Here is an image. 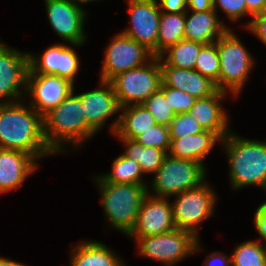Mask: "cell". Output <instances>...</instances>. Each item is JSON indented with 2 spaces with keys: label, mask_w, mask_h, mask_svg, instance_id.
Here are the masks:
<instances>
[{
  "label": "cell",
  "mask_w": 266,
  "mask_h": 266,
  "mask_svg": "<svg viewBox=\"0 0 266 266\" xmlns=\"http://www.w3.org/2000/svg\"><path fill=\"white\" fill-rule=\"evenodd\" d=\"M74 84L53 74L27 73L25 101L42 117L60 105L74 90ZM33 99V100H32Z\"/></svg>",
  "instance_id": "4fadbf2b"
},
{
  "label": "cell",
  "mask_w": 266,
  "mask_h": 266,
  "mask_svg": "<svg viewBox=\"0 0 266 266\" xmlns=\"http://www.w3.org/2000/svg\"><path fill=\"white\" fill-rule=\"evenodd\" d=\"M185 12H161L157 38V57L170 46L184 39Z\"/></svg>",
  "instance_id": "484cf974"
},
{
  "label": "cell",
  "mask_w": 266,
  "mask_h": 266,
  "mask_svg": "<svg viewBox=\"0 0 266 266\" xmlns=\"http://www.w3.org/2000/svg\"><path fill=\"white\" fill-rule=\"evenodd\" d=\"M28 53L8 46L0 39V104L25 100Z\"/></svg>",
  "instance_id": "8fae6325"
},
{
  "label": "cell",
  "mask_w": 266,
  "mask_h": 266,
  "mask_svg": "<svg viewBox=\"0 0 266 266\" xmlns=\"http://www.w3.org/2000/svg\"><path fill=\"white\" fill-rule=\"evenodd\" d=\"M247 7V15L254 16L266 10V0H245Z\"/></svg>",
  "instance_id": "60d3db41"
},
{
  "label": "cell",
  "mask_w": 266,
  "mask_h": 266,
  "mask_svg": "<svg viewBox=\"0 0 266 266\" xmlns=\"http://www.w3.org/2000/svg\"><path fill=\"white\" fill-rule=\"evenodd\" d=\"M194 69L213 81L219 90L220 66L216 41L201 47Z\"/></svg>",
  "instance_id": "f546056e"
},
{
  "label": "cell",
  "mask_w": 266,
  "mask_h": 266,
  "mask_svg": "<svg viewBox=\"0 0 266 266\" xmlns=\"http://www.w3.org/2000/svg\"><path fill=\"white\" fill-rule=\"evenodd\" d=\"M168 127L170 139L200 134L204 131L201 125L188 112L176 114Z\"/></svg>",
  "instance_id": "d6a6232c"
},
{
  "label": "cell",
  "mask_w": 266,
  "mask_h": 266,
  "mask_svg": "<svg viewBox=\"0 0 266 266\" xmlns=\"http://www.w3.org/2000/svg\"><path fill=\"white\" fill-rule=\"evenodd\" d=\"M143 175L139 163L120 154L113 159L111 173L106 172L98 176L104 182L148 185Z\"/></svg>",
  "instance_id": "4316f807"
},
{
  "label": "cell",
  "mask_w": 266,
  "mask_h": 266,
  "mask_svg": "<svg viewBox=\"0 0 266 266\" xmlns=\"http://www.w3.org/2000/svg\"><path fill=\"white\" fill-rule=\"evenodd\" d=\"M130 26L122 33L143 44L157 57V38L161 11L157 0H126Z\"/></svg>",
  "instance_id": "5bb4252c"
},
{
  "label": "cell",
  "mask_w": 266,
  "mask_h": 266,
  "mask_svg": "<svg viewBox=\"0 0 266 266\" xmlns=\"http://www.w3.org/2000/svg\"><path fill=\"white\" fill-rule=\"evenodd\" d=\"M134 140L145 147H155L168 153L171 142L169 127L156 124L147 131L136 136Z\"/></svg>",
  "instance_id": "1f68e13d"
},
{
  "label": "cell",
  "mask_w": 266,
  "mask_h": 266,
  "mask_svg": "<svg viewBox=\"0 0 266 266\" xmlns=\"http://www.w3.org/2000/svg\"><path fill=\"white\" fill-rule=\"evenodd\" d=\"M160 90L164 93L176 114L189 112L197 100L186 92L165 86L163 83L161 84Z\"/></svg>",
  "instance_id": "836d02e7"
},
{
  "label": "cell",
  "mask_w": 266,
  "mask_h": 266,
  "mask_svg": "<svg viewBox=\"0 0 266 266\" xmlns=\"http://www.w3.org/2000/svg\"><path fill=\"white\" fill-rule=\"evenodd\" d=\"M227 92L217 90L209 97L197 99L188 112L204 131L216 133L222 140L232 131L229 127V115L222 106Z\"/></svg>",
  "instance_id": "d6986e66"
},
{
  "label": "cell",
  "mask_w": 266,
  "mask_h": 266,
  "mask_svg": "<svg viewBox=\"0 0 266 266\" xmlns=\"http://www.w3.org/2000/svg\"><path fill=\"white\" fill-rule=\"evenodd\" d=\"M231 266H266V244L258 240L238 244L231 256Z\"/></svg>",
  "instance_id": "f1b7e54d"
},
{
  "label": "cell",
  "mask_w": 266,
  "mask_h": 266,
  "mask_svg": "<svg viewBox=\"0 0 266 266\" xmlns=\"http://www.w3.org/2000/svg\"><path fill=\"white\" fill-rule=\"evenodd\" d=\"M104 54L99 79L104 81H110L119 73L143 66L154 57L143 44L121 31L112 37Z\"/></svg>",
  "instance_id": "30bf717a"
},
{
  "label": "cell",
  "mask_w": 266,
  "mask_h": 266,
  "mask_svg": "<svg viewBox=\"0 0 266 266\" xmlns=\"http://www.w3.org/2000/svg\"><path fill=\"white\" fill-rule=\"evenodd\" d=\"M99 81V88L79 94L85 120L96 133L106 126L109 118L120 113L121 108L110 81Z\"/></svg>",
  "instance_id": "e0dca14e"
},
{
  "label": "cell",
  "mask_w": 266,
  "mask_h": 266,
  "mask_svg": "<svg viewBox=\"0 0 266 266\" xmlns=\"http://www.w3.org/2000/svg\"><path fill=\"white\" fill-rule=\"evenodd\" d=\"M77 5H79V6H83V4H87V3H89V2H96V1H98V0H73ZM99 2H100V0H99ZM81 3V4H80Z\"/></svg>",
  "instance_id": "7bdbcfd3"
},
{
  "label": "cell",
  "mask_w": 266,
  "mask_h": 266,
  "mask_svg": "<svg viewBox=\"0 0 266 266\" xmlns=\"http://www.w3.org/2000/svg\"><path fill=\"white\" fill-rule=\"evenodd\" d=\"M213 10L212 0H187V11Z\"/></svg>",
  "instance_id": "ab89813d"
},
{
  "label": "cell",
  "mask_w": 266,
  "mask_h": 266,
  "mask_svg": "<svg viewBox=\"0 0 266 266\" xmlns=\"http://www.w3.org/2000/svg\"><path fill=\"white\" fill-rule=\"evenodd\" d=\"M56 43L49 46L41 55L28 53L29 69L35 74H53L67 79L75 85V78L80 70V60L74 46Z\"/></svg>",
  "instance_id": "9a60e30c"
},
{
  "label": "cell",
  "mask_w": 266,
  "mask_h": 266,
  "mask_svg": "<svg viewBox=\"0 0 266 266\" xmlns=\"http://www.w3.org/2000/svg\"><path fill=\"white\" fill-rule=\"evenodd\" d=\"M216 45L220 66L219 90L231 92L232 97L238 98L256 64L255 59L231 29L216 40Z\"/></svg>",
  "instance_id": "5b68a950"
},
{
  "label": "cell",
  "mask_w": 266,
  "mask_h": 266,
  "mask_svg": "<svg viewBox=\"0 0 266 266\" xmlns=\"http://www.w3.org/2000/svg\"><path fill=\"white\" fill-rule=\"evenodd\" d=\"M206 181L198 187L173 196V218L177 228L191 232L200 239L199 227L211 218L216 210L218 195Z\"/></svg>",
  "instance_id": "ba28073f"
},
{
  "label": "cell",
  "mask_w": 266,
  "mask_h": 266,
  "mask_svg": "<svg viewBox=\"0 0 266 266\" xmlns=\"http://www.w3.org/2000/svg\"><path fill=\"white\" fill-rule=\"evenodd\" d=\"M171 198L155 197L147 194L141 204L136 223L127 237L159 235L176 229Z\"/></svg>",
  "instance_id": "2e32d148"
},
{
  "label": "cell",
  "mask_w": 266,
  "mask_h": 266,
  "mask_svg": "<svg viewBox=\"0 0 266 266\" xmlns=\"http://www.w3.org/2000/svg\"><path fill=\"white\" fill-rule=\"evenodd\" d=\"M191 13L190 15H188ZM229 26L224 20L219 19L218 13L213 10L208 11H186L184 39L210 44L219 39Z\"/></svg>",
  "instance_id": "44dd1931"
},
{
  "label": "cell",
  "mask_w": 266,
  "mask_h": 266,
  "mask_svg": "<svg viewBox=\"0 0 266 266\" xmlns=\"http://www.w3.org/2000/svg\"><path fill=\"white\" fill-rule=\"evenodd\" d=\"M244 28L253 33L266 46V10L252 16L251 20L245 23Z\"/></svg>",
  "instance_id": "d590c367"
},
{
  "label": "cell",
  "mask_w": 266,
  "mask_h": 266,
  "mask_svg": "<svg viewBox=\"0 0 266 266\" xmlns=\"http://www.w3.org/2000/svg\"><path fill=\"white\" fill-rule=\"evenodd\" d=\"M93 178L95 186H98L106 222L127 236L136 223L149 185L104 182L98 175Z\"/></svg>",
  "instance_id": "277c9868"
},
{
  "label": "cell",
  "mask_w": 266,
  "mask_h": 266,
  "mask_svg": "<svg viewBox=\"0 0 266 266\" xmlns=\"http://www.w3.org/2000/svg\"><path fill=\"white\" fill-rule=\"evenodd\" d=\"M253 217L255 228L260 236L257 240L266 244V205H259Z\"/></svg>",
  "instance_id": "8d00e7d4"
},
{
  "label": "cell",
  "mask_w": 266,
  "mask_h": 266,
  "mask_svg": "<svg viewBox=\"0 0 266 266\" xmlns=\"http://www.w3.org/2000/svg\"><path fill=\"white\" fill-rule=\"evenodd\" d=\"M0 266H27L23 263L17 262L15 260H11L10 258H6L5 256H0Z\"/></svg>",
  "instance_id": "b9f144b4"
},
{
  "label": "cell",
  "mask_w": 266,
  "mask_h": 266,
  "mask_svg": "<svg viewBox=\"0 0 266 266\" xmlns=\"http://www.w3.org/2000/svg\"><path fill=\"white\" fill-rule=\"evenodd\" d=\"M46 16L52 30L66 43L81 44L88 38L85 32L87 17L84 7L73 0H44Z\"/></svg>",
  "instance_id": "7c38bea8"
},
{
  "label": "cell",
  "mask_w": 266,
  "mask_h": 266,
  "mask_svg": "<svg viewBox=\"0 0 266 266\" xmlns=\"http://www.w3.org/2000/svg\"><path fill=\"white\" fill-rule=\"evenodd\" d=\"M74 91L75 88L60 105L43 116L44 139L55 154L68 153L65 144H71L73 149L81 148L83 143L97 134L87 124L80 95Z\"/></svg>",
  "instance_id": "7a4b0ae2"
},
{
  "label": "cell",
  "mask_w": 266,
  "mask_h": 266,
  "mask_svg": "<svg viewBox=\"0 0 266 266\" xmlns=\"http://www.w3.org/2000/svg\"><path fill=\"white\" fill-rule=\"evenodd\" d=\"M160 11L164 13H182L187 11V0H157Z\"/></svg>",
  "instance_id": "74e56055"
},
{
  "label": "cell",
  "mask_w": 266,
  "mask_h": 266,
  "mask_svg": "<svg viewBox=\"0 0 266 266\" xmlns=\"http://www.w3.org/2000/svg\"><path fill=\"white\" fill-rule=\"evenodd\" d=\"M205 164L166 155L163 164L154 173L148 186V194L170 198L188 189L200 186L206 181L208 170ZM152 188V189H151ZM152 191V192H151Z\"/></svg>",
  "instance_id": "8992f818"
},
{
  "label": "cell",
  "mask_w": 266,
  "mask_h": 266,
  "mask_svg": "<svg viewBox=\"0 0 266 266\" xmlns=\"http://www.w3.org/2000/svg\"><path fill=\"white\" fill-rule=\"evenodd\" d=\"M0 148L22 151L37 161L56 155L45 142L43 117L24 100L0 104Z\"/></svg>",
  "instance_id": "6da1fadb"
},
{
  "label": "cell",
  "mask_w": 266,
  "mask_h": 266,
  "mask_svg": "<svg viewBox=\"0 0 266 266\" xmlns=\"http://www.w3.org/2000/svg\"><path fill=\"white\" fill-rule=\"evenodd\" d=\"M229 165V182L234 191L247 186L266 190V140L240 137L231 131L220 144Z\"/></svg>",
  "instance_id": "3957f363"
},
{
  "label": "cell",
  "mask_w": 266,
  "mask_h": 266,
  "mask_svg": "<svg viewBox=\"0 0 266 266\" xmlns=\"http://www.w3.org/2000/svg\"><path fill=\"white\" fill-rule=\"evenodd\" d=\"M38 161L30 154L0 148V195L23 186L38 170Z\"/></svg>",
  "instance_id": "ac0fdd59"
},
{
  "label": "cell",
  "mask_w": 266,
  "mask_h": 266,
  "mask_svg": "<svg viewBox=\"0 0 266 266\" xmlns=\"http://www.w3.org/2000/svg\"><path fill=\"white\" fill-rule=\"evenodd\" d=\"M160 68L165 86L180 89L196 99L209 97L218 90L213 81L195 69L169 66L161 58Z\"/></svg>",
  "instance_id": "ffe728a7"
},
{
  "label": "cell",
  "mask_w": 266,
  "mask_h": 266,
  "mask_svg": "<svg viewBox=\"0 0 266 266\" xmlns=\"http://www.w3.org/2000/svg\"><path fill=\"white\" fill-rule=\"evenodd\" d=\"M136 242L140 256L165 266H175L202 250L200 239L179 228L159 235L139 237Z\"/></svg>",
  "instance_id": "52a82bcc"
},
{
  "label": "cell",
  "mask_w": 266,
  "mask_h": 266,
  "mask_svg": "<svg viewBox=\"0 0 266 266\" xmlns=\"http://www.w3.org/2000/svg\"><path fill=\"white\" fill-rule=\"evenodd\" d=\"M69 254L70 266H127L118 253L96 240L77 243Z\"/></svg>",
  "instance_id": "cb8c5ba5"
},
{
  "label": "cell",
  "mask_w": 266,
  "mask_h": 266,
  "mask_svg": "<svg viewBox=\"0 0 266 266\" xmlns=\"http://www.w3.org/2000/svg\"><path fill=\"white\" fill-rule=\"evenodd\" d=\"M265 192H266V190H265ZM261 205H266V201L262 202Z\"/></svg>",
  "instance_id": "ee69618b"
},
{
  "label": "cell",
  "mask_w": 266,
  "mask_h": 266,
  "mask_svg": "<svg viewBox=\"0 0 266 266\" xmlns=\"http://www.w3.org/2000/svg\"><path fill=\"white\" fill-rule=\"evenodd\" d=\"M203 263V266H231V257L221 251H213Z\"/></svg>",
  "instance_id": "f35d334b"
},
{
  "label": "cell",
  "mask_w": 266,
  "mask_h": 266,
  "mask_svg": "<svg viewBox=\"0 0 266 266\" xmlns=\"http://www.w3.org/2000/svg\"><path fill=\"white\" fill-rule=\"evenodd\" d=\"M142 105L153 115L156 123L160 125L169 126L176 115L160 89L147 98Z\"/></svg>",
  "instance_id": "4dcf8cb0"
},
{
  "label": "cell",
  "mask_w": 266,
  "mask_h": 266,
  "mask_svg": "<svg viewBox=\"0 0 266 266\" xmlns=\"http://www.w3.org/2000/svg\"><path fill=\"white\" fill-rule=\"evenodd\" d=\"M120 112L109 127L110 133L117 138L134 139L157 124L142 104L121 107Z\"/></svg>",
  "instance_id": "603a6c76"
},
{
  "label": "cell",
  "mask_w": 266,
  "mask_h": 266,
  "mask_svg": "<svg viewBox=\"0 0 266 266\" xmlns=\"http://www.w3.org/2000/svg\"><path fill=\"white\" fill-rule=\"evenodd\" d=\"M203 45L199 42L183 39L170 46L159 57L169 66L194 69L196 59Z\"/></svg>",
  "instance_id": "83f0119b"
},
{
  "label": "cell",
  "mask_w": 266,
  "mask_h": 266,
  "mask_svg": "<svg viewBox=\"0 0 266 266\" xmlns=\"http://www.w3.org/2000/svg\"><path fill=\"white\" fill-rule=\"evenodd\" d=\"M120 107L142 104L162 84L160 57L143 66L119 73L110 80Z\"/></svg>",
  "instance_id": "9c48e42d"
},
{
  "label": "cell",
  "mask_w": 266,
  "mask_h": 266,
  "mask_svg": "<svg viewBox=\"0 0 266 266\" xmlns=\"http://www.w3.org/2000/svg\"><path fill=\"white\" fill-rule=\"evenodd\" d=\"M222 139L214 132L203 131L200 134L187 135L171 139L168 154L178 159H187L204 164L214 146Z\"/></svg>",
  "instance_id": "7402d4cb"
},
{
  "label": "cell",
  "mask_w": 266,
  "mask_h": 266,
  "mask_svg": "<svg viewBox=\"0 0 266 266\" xmlns=\"http://www.w3.org/2000/svg\"><path fill=\"white\" fill-rule=\"evenodd\" d=\"M213 9L216 12L218 8L232 23H237L241 18L247 16V7L245 0H212Z\"/></svg>",
  "instance_id": "e575fe53"
},
{
  "label": "cell",
  "mask_w": 266,
  "mask_h": 266,
  "mask_svg": "<svg viewBox=\"0 0 266 266\" xmlns=\"http://www.w3.org/2000/svg\"><path fill=\"white\" fill-rule=\"evenodd\" d=\"M117 139L124 144L123 146L125 149L122 154L139 163L140 169L144 175H153L163 164V161L168 154L166 151L155 147H145L134 139Z\"/></svg>",
  "instance_id": "d4e9b609"
}]
</instances>
